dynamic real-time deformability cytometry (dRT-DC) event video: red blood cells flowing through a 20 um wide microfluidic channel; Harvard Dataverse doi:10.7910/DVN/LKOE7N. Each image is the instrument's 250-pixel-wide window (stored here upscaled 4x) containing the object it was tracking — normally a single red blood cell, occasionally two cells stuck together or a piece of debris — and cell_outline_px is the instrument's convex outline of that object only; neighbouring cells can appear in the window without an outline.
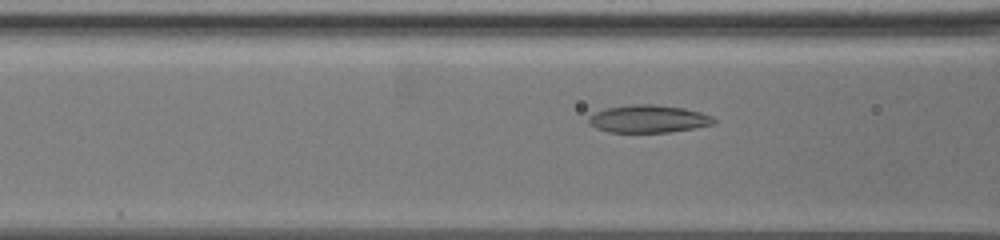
{"species": "common noctule bat (a hibernating species)", "species_latin": "Nyctalus noctula", "temperature_condition": "warm", "stored_images_in_passage": 11, "camera_frame_rate_fps": 3000, "um_per_image_px": 0.085, "animal": {"sex": "female", "body_mass_g": 19.5, "forearm_length_mm": 54.1}, "frame": {"image": 1, "passage_image": 7, "time_ms": 2.0, "image_size_px": [1000, 240], "cell_outline_px": [[716, 120], [712, 124], [692, 128], [668, 132], [608, 132], [596, 128], [588, 124], [588, 116], [596, 112], [608, 108], [632, 104], [652, 104], [684, 108], [700, 112], [712, 116]], "centroid_in_image_um": [55.08, 10.1], "position_along_channel_um": 111.5, "area_um2": 20.0}}
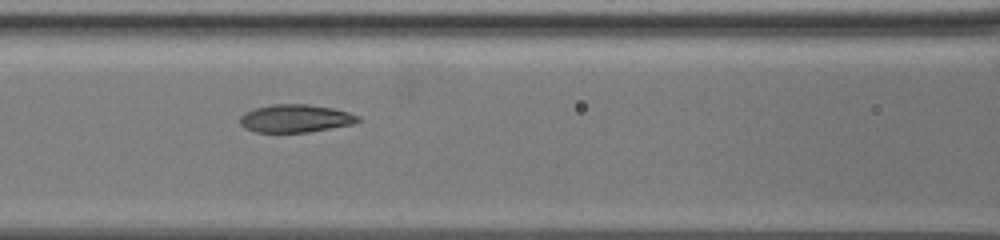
{"frame": {"image": 2, "passage_image": 10, "time_ms": 3.0, "image_size_px": [1000, 240], "cell_outline_px": [[360, 120], [352, 124], [308, 132], [256, 132], [244, 128], [240, 124], [240, 116], [244, 112], [256, 108], [272, 104], [308, 104], [332, 108], [348, 112], [360, 116]], "centroid_in_image_um": [25.09, 10.06], "position_along_channel_um": 141.5, "area_um2": 19.13}}